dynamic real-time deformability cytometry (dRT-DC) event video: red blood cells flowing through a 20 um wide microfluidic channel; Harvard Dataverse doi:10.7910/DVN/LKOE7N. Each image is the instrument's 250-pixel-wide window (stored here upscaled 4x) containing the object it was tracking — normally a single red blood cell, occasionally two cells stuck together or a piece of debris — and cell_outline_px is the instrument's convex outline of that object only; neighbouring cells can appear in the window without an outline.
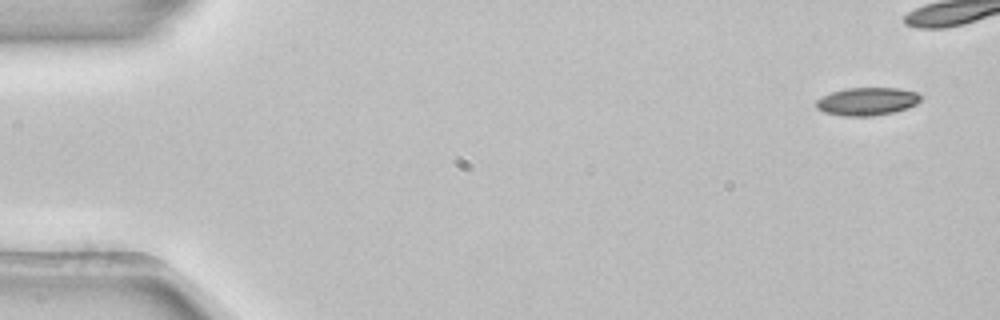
{"species": "common noctule bat (a hibernating species)", "species_latin": "Nyctalus noctula", "temperature_condition": "room temperature", "stored_images_in_passage": 5, "camera_frame_rate_fps": 3000, "um_per_image_px": 0.085, "animal": {"sex": "female", "body_mass_g": 22.7, "forearm_length_mm": 54.2}, "frame": {"image": 1, "passage_image": 1, "time_ms": 0.0, "image_size_px": [1000, 320], "cell_outline_px": [[920, 100], [916, 104], [908, 108], [892, 112], [872, 116], [844, 116], [824, 112], [816, 108], [816, 100], [820, 96], [844, 88], [900, 88], [916, 92], [920, 96]], "centroid_in_image_um": [73.67, 8.61], "position_along_channel_um": 11.3, "area_um2": 17.05}}
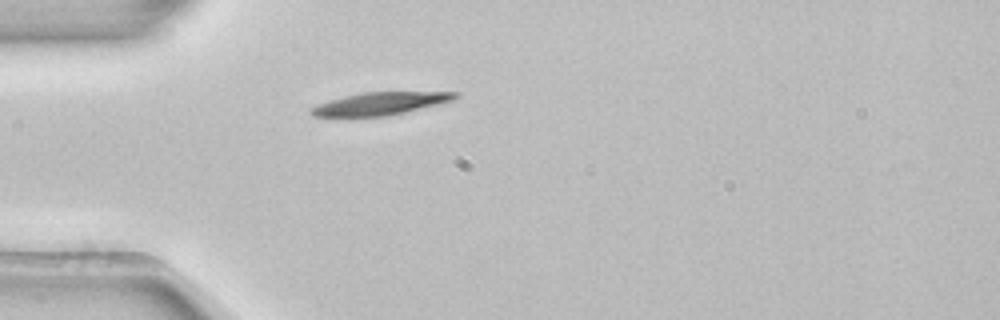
{"frame": {"image": 2, "passage_image": 5, "time_ms": 1.333, "image_size_px": [1000, 320], "cell_outline_px": [[460, 96], [452, 100], [440, 104], [388, 116], [312, 116], [308, 112], [308, 108], [316, 104], [344, 96], [364, 92], [460, 92]], "centroid_in_image_um": [32.31, 8.8], "position_along_channel_um": 52.7, "area_um2": 19.07}}